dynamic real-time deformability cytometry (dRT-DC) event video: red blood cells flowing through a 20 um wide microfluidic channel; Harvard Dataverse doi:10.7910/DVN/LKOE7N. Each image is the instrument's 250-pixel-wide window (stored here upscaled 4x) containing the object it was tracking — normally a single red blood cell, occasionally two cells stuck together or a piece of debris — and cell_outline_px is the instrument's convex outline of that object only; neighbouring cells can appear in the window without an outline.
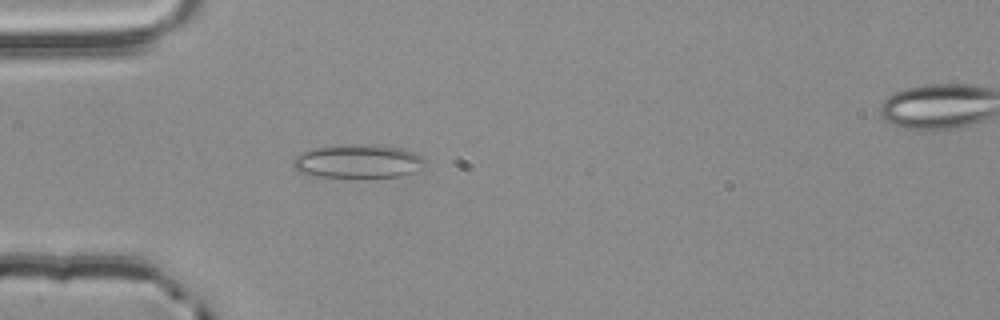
{"species": "common noctule bat (a hibernating species)", "species_latin": "Nyctalus noctula", "temperature_condition": "room temperature", "stored_images_in_passage": 3, "segment_of_instrument_passage": [1, 2], "camera_frame_rate_fps": 3000, "um_per_image_px": 0.085, "animal": {"sex": "male", "body_mass_g": 20.4}, "frame": {"image": 1, "passage_image": 2, "time_ms": 0.333, "image_size_px": [1000, 320], "cell_outline_px": [[428, 160], [412, 172], [400, 176], [316, 176], [300, 172], [292, 164], [292, 160], [300, 152], [316, 148], [360, 144], [372, 144], [404, 148], [424, 156]], "centroid_in_image_um": [30.45, 13.69], "position_along_channel_um": 54.5, "area_um2": 25.37}}